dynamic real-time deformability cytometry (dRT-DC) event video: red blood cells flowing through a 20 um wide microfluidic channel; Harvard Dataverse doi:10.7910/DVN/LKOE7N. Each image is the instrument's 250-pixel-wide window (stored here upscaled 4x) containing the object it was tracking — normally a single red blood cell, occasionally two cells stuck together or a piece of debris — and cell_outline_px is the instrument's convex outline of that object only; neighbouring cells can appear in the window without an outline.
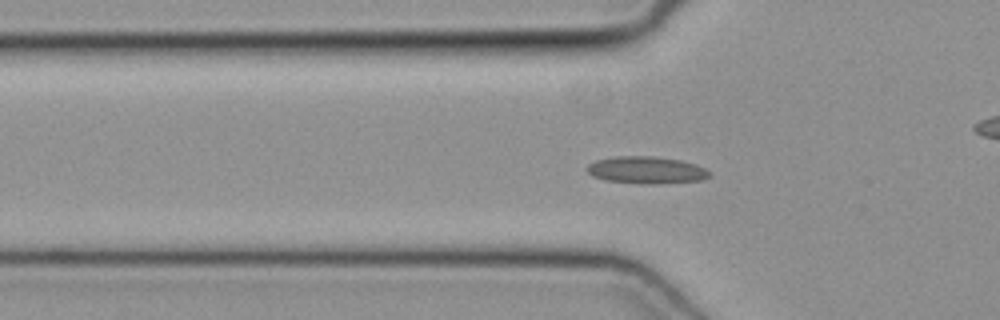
{"species": "common noctule bat (a hibernating species)", "species_latin": "Nyctalus noctula", "temperature_condition": "cold", "stored_images_in_passage": 38, "camera_frame_rate_fps": 3000, "um_per_image_px": 0.085, "animal": {"sex": "female", "body_mass_g": 19.3, "forearm_length_mm": 54.1}, "frame": {"image": 1, "passage_image": 4, "time_ms": 1.0, "image_size_px": [1000, 320], "cell_outline_px": [[712, 176], [704, 180], [656, 184], [640, 184], [604, 180], [592, 176], [584, 168], [588, 164], [596, 160], [616, 156], [656, 156], [680, 160], [696, 164], [704, 168]], "centroid_in_image_um": [54.92, 14.46], "position_along_channel_um": 70.9, "area_um2": 19.65}}
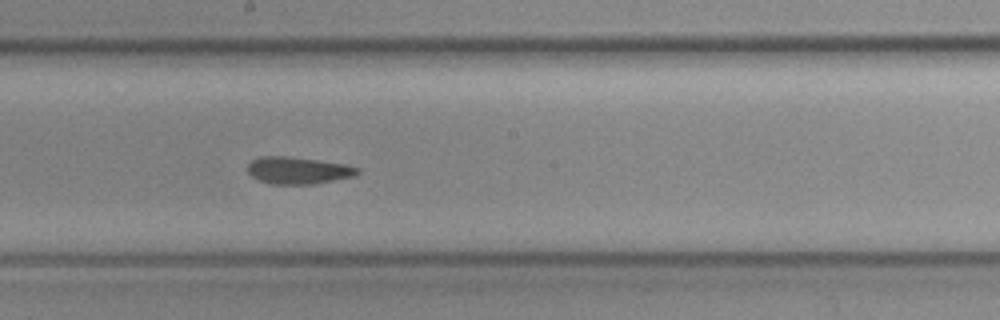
{"frame": {"image": 2, "passage_image": 15, "time_ms": 4.667, "image_size_px": [1000, 320], "cell_outline_px": [[360, 172], [356, 176], [316, 184], [268, 184], [252, 176], [248, 172], [248, 164], [252, 160], [260, 156], [288, 156], [348, 164], [360, 168]], "centroid_in_image_um": [25.39, 14.49], "position_along_channel_um": 222.8, "area_um2": 17.57}}
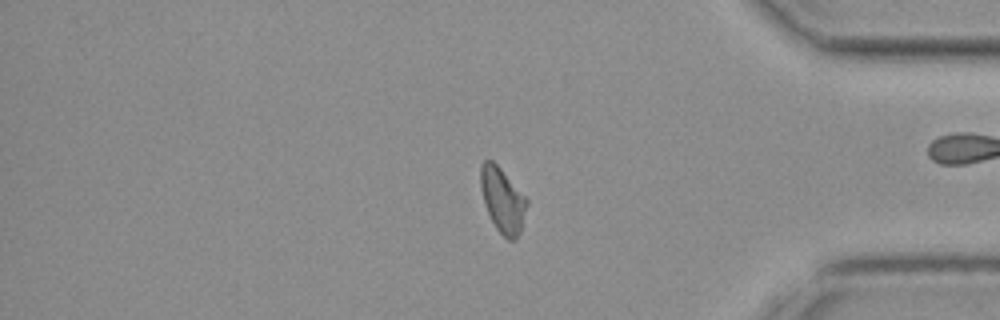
{"frame": {"image": 3, "passage_image": 29, "time_ms": 9.333, "image_size_px": [1000, 320], "cell_outline_px": [[528, 204], [520, 232], [516, 240], [508, 240], [496, 228], [484, 204], [480, 188], [480, 164], [484, 160], [492, 160], [500, 168], [528, 200]], "centroid_in_image_um": [42.7, 17.01], "position_along_channel_um": 392.5, "area_um2": 17.34}}